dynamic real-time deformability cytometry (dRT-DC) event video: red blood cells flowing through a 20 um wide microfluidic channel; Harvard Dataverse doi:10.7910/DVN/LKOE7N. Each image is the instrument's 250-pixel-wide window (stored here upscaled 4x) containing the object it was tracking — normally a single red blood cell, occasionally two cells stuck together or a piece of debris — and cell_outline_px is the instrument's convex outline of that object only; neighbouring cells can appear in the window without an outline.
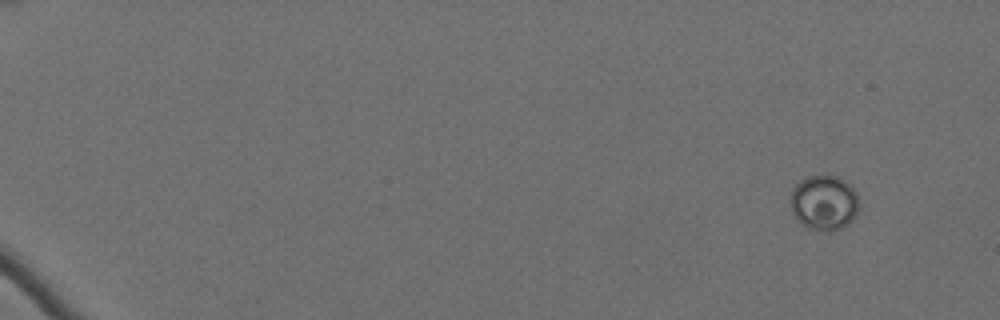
{"species": "Egyptian fruit bat (a non-hibernating species)", "species_latin": "Rousettus aegyptiacus", "temperature_condition": "cold", "stored_images_in_passage": 58, "camera_frame_rate_fps": 3000, "um_per_image_px": 0.085, "animal": {"sex": "female"}, "frame": {"image": 1, "passage_image": 1, "time_ms": 0.0, "image_size_px": [1000, 320], "cell_outline_px": [[860, 204], [856, 216], [848, 224], [840, 228], [828, 232], [824, 232], [808, 228], [792, 212], [792, 188], [804, 176], [840, 176], [856, 192]], "centroid_in_image_um": [70.08, 17.22], "position_along_channel_um": 14.9, "area_um2": 21.96}}
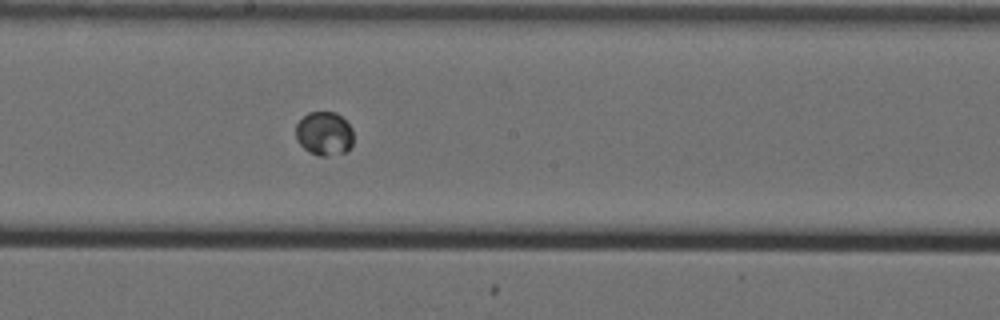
{"frame": {"image": 2, "passage_image": 34, "time_ms": 11.0, "image_size_px": [1000, 320], "cell_outline_px": [[352, 144], [344, 152], [324, 156], [316, 156], [308, 152], [296, 140], [296, 124], [308, 112], [336, 112], [352, 128]], "centroid_in_image_um": [27.53, 11.36], "position_along_channel_um": 220.7, "area_um2": 14.62}}
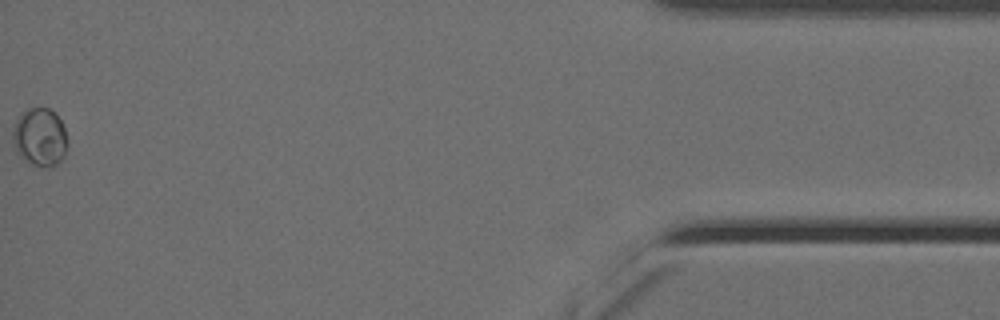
{"frame": {"image": 3, "passage_image": 58, "time_ms": 19.0, "image_size_px": [1000, 320], "cell_outline_px": [[64, 156], [56, 164], [36, 164], [20, 156], [16, 152], [12, 140], [12, 132], [16, 120], [20, 112], [28, 108], [48, 108], [60, 120], [64, 128]], "centroid_in_image_um": [3.31, 11.59], "position_along_channel_um": 431.9, "area_um2": 17.69}}